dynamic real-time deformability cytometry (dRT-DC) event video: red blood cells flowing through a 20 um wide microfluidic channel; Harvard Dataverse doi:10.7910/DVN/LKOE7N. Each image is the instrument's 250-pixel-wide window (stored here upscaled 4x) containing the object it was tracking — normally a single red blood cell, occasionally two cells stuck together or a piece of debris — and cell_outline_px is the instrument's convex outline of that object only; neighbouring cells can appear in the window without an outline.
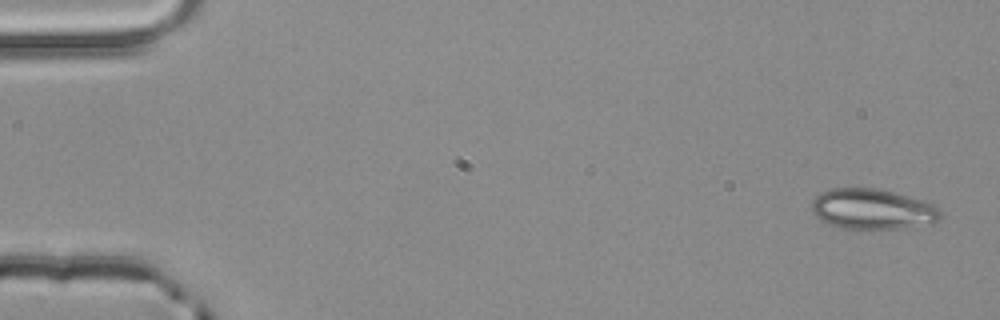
{"species": "common noctule bat (a hibernating species)", "species_latin": "Nyctalus noctula", "temperature_condition": "room temperature", "stored_images_in_passage": 3, "camera_frame_rate_fps": 3000, "um_per_image_px": 0.085, "animal": {"sex": "male", "body_mass_g": 20.4}, "frame": {"image": 1, "passage_image": 1, "time_ms": 0.0, "image_size_px": [1000, 320], "cell_outline_px": [[940, 220], [900, 228], [840, 228], [828, 224], [820, 220], [812, 212], [812, 200], [816, 196], [832, 188], [876, 188], [924, 200], [936, 204], [940, 208]], "centroid_in_image_um": [74.14, 17.76], "position_along_channel_um": 10.9, "area_um2": 30.06}}